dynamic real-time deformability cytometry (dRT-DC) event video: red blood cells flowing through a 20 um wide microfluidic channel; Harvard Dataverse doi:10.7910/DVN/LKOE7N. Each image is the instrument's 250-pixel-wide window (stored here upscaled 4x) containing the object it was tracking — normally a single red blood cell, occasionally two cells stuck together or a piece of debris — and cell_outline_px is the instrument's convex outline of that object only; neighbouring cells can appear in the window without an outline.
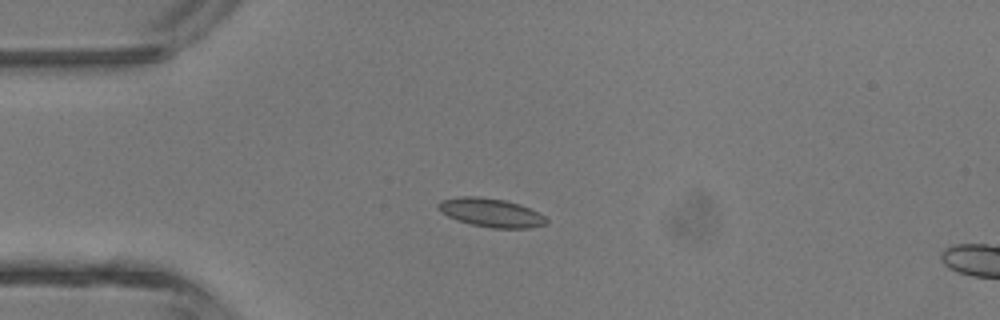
{"species": "common noctule bat (a hibernating species)", "species_latin": "Nyctalus noctula", "temperature_condition": "room temperature", "stored_images_in_passage": 4, "camera_frame_rate_fps": 3000, "um_per_image_px": 0.085, "animal": {"sex": "male", "body_mass_g": 13.3}, "frame": {"image": 1, "passage_image": 3, "time_ms": 3.333, "image_size_px": [1000, 320], "cell_outline_px": [[548, 224], [528, 228], [492, 228], [472, 224], [456, 220], [440, 212], [436, 208], [436, 204], [440, 200], [460, 196], [480, 196], [504, 200], [520, 204], [544, 216], [548, 220]], "centroid_in_image_um": [41.68, 18.07], "position_along_channel_um": 43.3, "area_um2": 18.15}}